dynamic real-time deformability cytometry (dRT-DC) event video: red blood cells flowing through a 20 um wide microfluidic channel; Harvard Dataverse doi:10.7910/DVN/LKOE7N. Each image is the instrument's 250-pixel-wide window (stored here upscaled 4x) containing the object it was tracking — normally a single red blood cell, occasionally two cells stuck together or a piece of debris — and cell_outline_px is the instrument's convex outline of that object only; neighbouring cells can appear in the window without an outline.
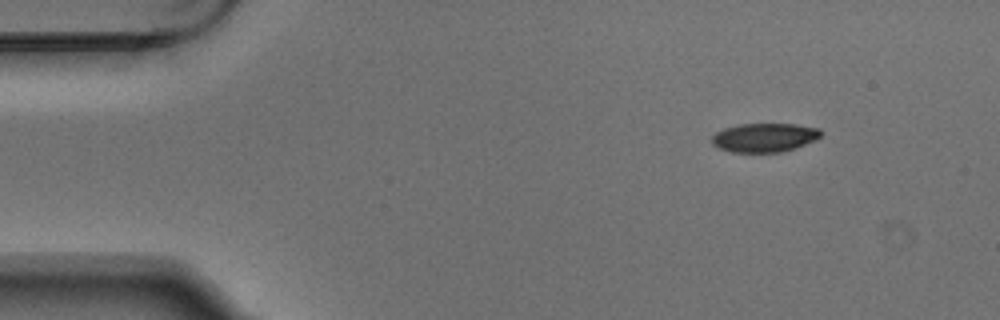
{"species": "Egyptian fruit bat (a non-hibernating species)", "species_latin": "Rousettus aegyptiacus", "temperature_condition": "warm", "stored_images_in_passage": 9, "camera_frame_rate_fps": 3000, "um_per_image_px": 0.085, "animal": {"sex": "male"}, "frame": {"image": 1, "passage_image": 1, "time_ms": 0.0, "image_size_px": [1000, 320], "cell_outline_px": [[820, 136], [816, 140], [780, 152], [732, 152], [720, 148], [712, 144], [712, 136], [716, 132], [724, 128], [740, 124], [796, 124], [820, 128]], "centroid_in_image_um": [64.96, 11.68], "position_along_channel_um": 20.0, "area_um2": 18.15}}
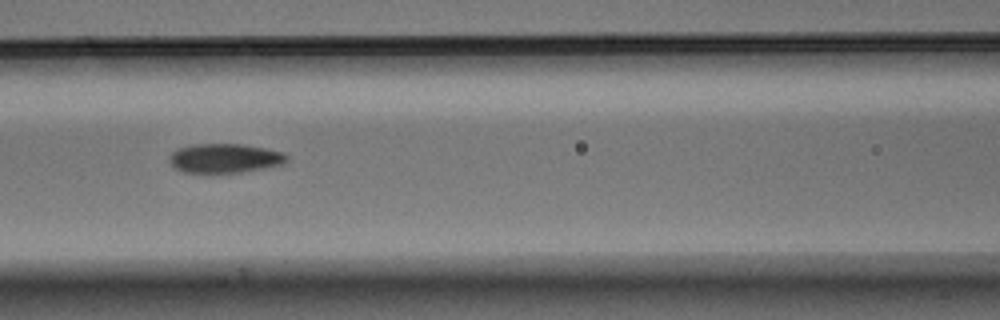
{"frame": {"image": 2, "passage_image": 6, "time_ms": 1.667, "image_size_px": [1000, 320], "cell_outline_px": [[288, 160], [284, 164], [264, 168], [240, 172], [204, 176], [184, 172], [176, 168], [168, 160], [168, 156], [176, 148], [192, 144], [244, 144], [284, 152], [288, 156]], "centroid_in_image_um": [19.06, 13.48], "position_along_channel_um": 147.5, "area_um2": 20.87}}
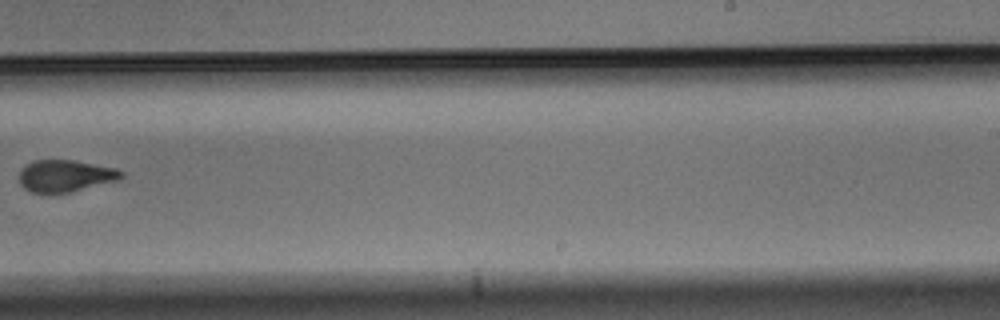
{"frame": {"image": 3, "passage_image": 9, "time_ms": 2.667, "image_size_px": [1000, 320], "cell_outline_px": [[124, 176], [120, 180], [68, 192], [32, 192], [24, 188], [20, 184], [20, 172], [32, 160], [72, 160], [116, 168], [124, 172]], "centroid_in_image_um": [5.59, 14.94], "position_along_channel_um": 283.4, "area_um2": 18.73}}